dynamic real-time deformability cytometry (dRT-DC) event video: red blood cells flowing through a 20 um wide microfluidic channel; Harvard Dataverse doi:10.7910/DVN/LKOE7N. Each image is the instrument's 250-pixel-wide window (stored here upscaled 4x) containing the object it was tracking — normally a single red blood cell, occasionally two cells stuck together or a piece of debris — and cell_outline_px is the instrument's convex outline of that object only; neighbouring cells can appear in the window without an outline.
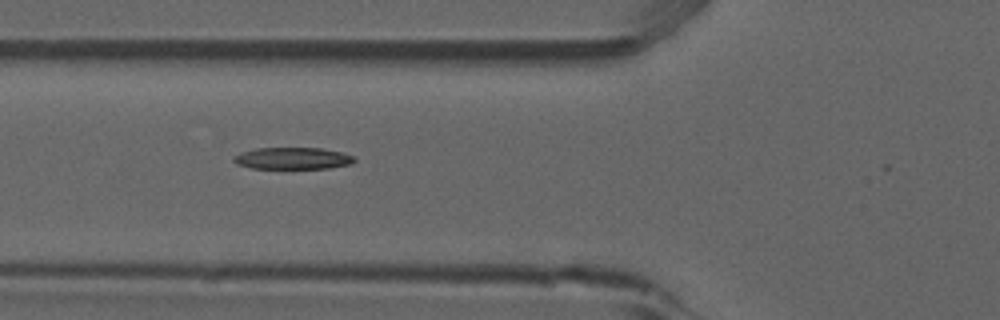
{"species": "common noctule bat (a hibernating species)", "species_latin": "Nyctalus noctula", "temperature_condition": "room temperature", "stored_images_in_passage": 24, "camera_frame_rate_fps": 3000, "um_per_image_px": 0.085, "animal": {"sex": "male", "forearm_length_mm": 52.5}, "frame": {"image": 1, "passage_image": 20, "time_ms": 6.333, "image_size_px": [1000, 320], "cell_outline_px": [[356, 160], [352, 164], [328, 168], [252, 168], [236, 164], [232, 160], [232, 156], [240, 152], [256, 148], [320, 148], [344, 152], [352, 156]], "centroid_in_image_um": [24.86, 13.45], "position_along_channel_um": 100.9, "area_um2": 15.43}}
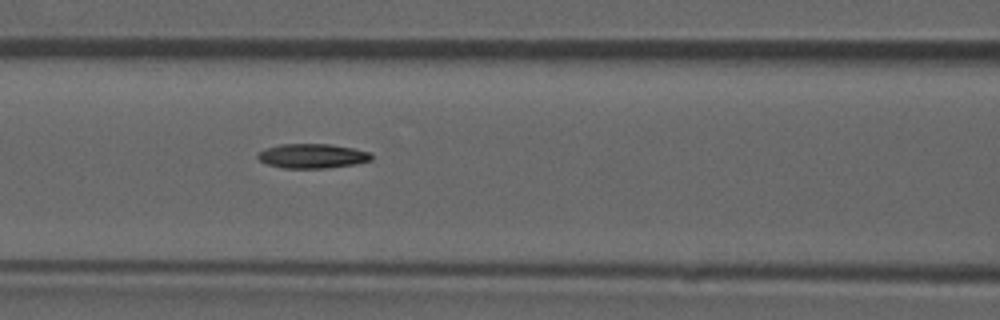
{"frame": {"image": 2, "passage_image": 23, "time_ms": 7.333, "image_size_px": [1000, 320], "cell_outline_px": [[372, 160], [356, 164], [328, 168], [284, 168], [268, 164], [260, 160], [256, 156], [260, 152], [268, 148], [280, 144], [328, 144], [352, 148], [368, 152], [372, 156]], "centroid_in_image_um": [26.57, 13.26], "position_along_channel_um": 140.0, "area_um2": 16.01}}